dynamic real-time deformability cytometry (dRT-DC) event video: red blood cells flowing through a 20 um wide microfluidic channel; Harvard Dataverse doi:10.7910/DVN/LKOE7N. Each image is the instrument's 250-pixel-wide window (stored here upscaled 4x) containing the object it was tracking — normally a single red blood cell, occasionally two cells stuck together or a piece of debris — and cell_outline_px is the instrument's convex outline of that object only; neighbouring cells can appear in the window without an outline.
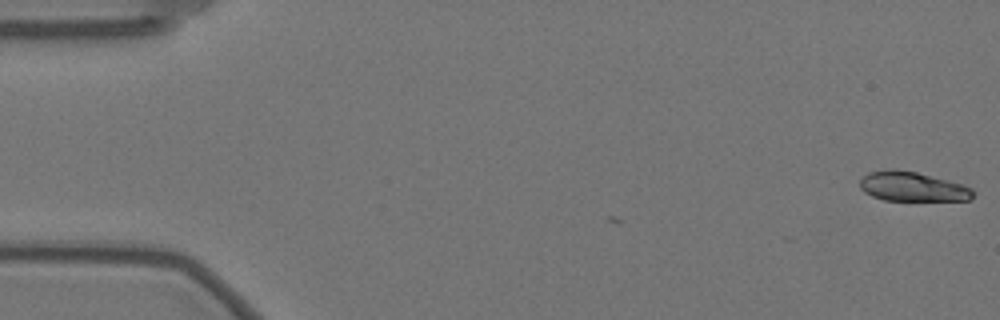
{"species": "Egyptian fruit bat (a non-hibernating species)", "species_latin": "Rousettus aegyptiacus", "temperature_condition": "warm", "stored_images_in_passage": 3, "camera_frame_rate_fps": 3000, "um_per_image_px": 0.085, "animal": {"sex": "female"}, "frame": {"image": 1, "passage_image": 1, "time_ms": 0.0, "image_size_px": [1000, 320], "cell_outline_px": [[972, 196], [968, 200], [884, 200], [872, 196], [864, 192], [860, 188], [860, 180], [868, 172], [884, 168], [896, 168], [916, 172], [960, 184], [972, 188]], "centroid_in_image_um": [77.46, 15.84], "position_along_channel_um": 7.5, "area_um2": 19.31}}